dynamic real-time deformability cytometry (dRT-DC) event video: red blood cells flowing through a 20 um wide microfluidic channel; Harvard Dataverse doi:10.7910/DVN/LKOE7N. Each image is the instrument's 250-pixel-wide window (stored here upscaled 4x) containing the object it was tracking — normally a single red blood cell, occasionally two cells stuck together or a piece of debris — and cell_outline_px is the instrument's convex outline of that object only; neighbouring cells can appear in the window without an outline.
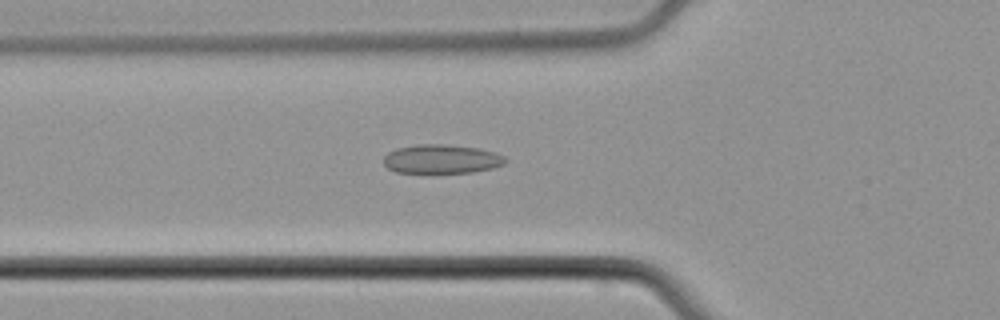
{"species": "common noctule bat (a hibernating species)", "species_latin": "Nyctalus noctula", "temperature_condition": "cold", "stored_images_in_passage": 47, "camera_frame_rate_fps": 3000, "um_per_image_px": 0.085, "animal": {"sex": "male", "body_mass_g": 21.5, "forearm_length_mm": 52.0}, "frame": {"image": 1, "passage_image": 15, "time_ms": 4.667, "image_size_px": [1000, 320], "cell_outline_px": [[508, 160], [504, 164], [492, 168], [472, 172], [396, 172], [388, 168], [384, 164], [384, 156], [388, 152], [396, 148], [416, 144], [440, 144], [476, 148], [492, 152], [504, 156]], "centroid_in_image_um": [37.51, 13.51], "position_along_channel_um": 88.3, "area_um2": 20.29}}
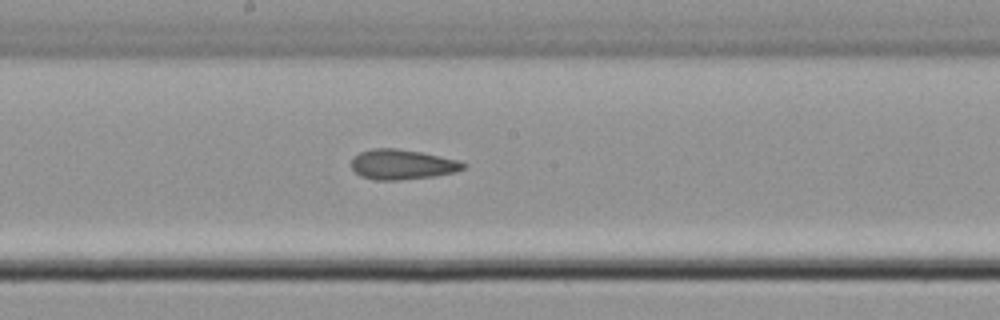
{"frame": {"image": 2, "passage_image": 24, "time_ms": 7.667, "image_size_px": [1000, 320], "cell_outline_px": [[468, 164], [464, 168], [452, 172], [436, 176], [400, 180], [372, 180], [360, 176], [352, 168], [352, 156], [360, 152], [372, 148], [396, 148], [420, 152], [456, 160]], "centroid_in_image_um": [34.13, 13.98], "position_along_channel_um": 214.1, "area_um2": 19.54}}
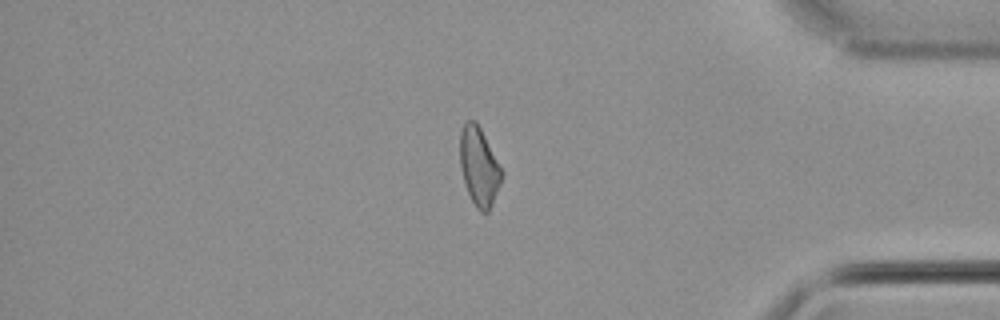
{"frame": {"image": 3, "passage_image": 39, "time_ms": 12.667, "image_size_px": [1000, 320], "cell_outline_px": [[504, 176], [488, 212], [480, 212], [476, 208], [468, 192], [464, 180], [460, 164], [460, 128], [468, 120], [476, 120], [504, 172]], "centroid_in_image_um": [40.73, 14.14], "position_along_channel_um": 394.5, "area_um2": 19.02}}